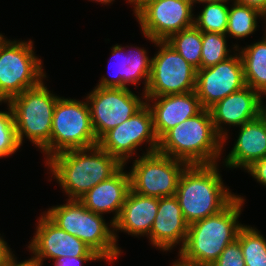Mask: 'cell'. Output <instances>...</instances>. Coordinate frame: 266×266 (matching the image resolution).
Wrapping results in <instances>:
<instances>
[{
    "label": "cell",
    "instance_id": "1",
    "mask_svg": "<svg viewBox=\"0 0 266 266\" xmlns=\"http://www.w3.org/2000/svg\"><path fill=\"white\" fill-rule=\"evenodd\" d=\"M243 203L244 199L237 195L220 212L189 224L186 242L176 260L178 264L211 266L244 226L238 221Z\"/></svg>",
    "mask_w": 266,
    "mask_h": 266
},
{
    "label": "cell",
    "instance_id": "2",
    "mask_svg": "<svg viewBox=\"0 0 266 266\" xmlns=\"http://www.w3.org/2000/svg\"><path fill=\"white\" fill-rule=\"evenodd\" d=\"M45 164L61 189L69 196L68 199L77 200L123 166L116 157L99 145L60 152L49 158Z\"/></svg>",
    "mask_w": 266,
    "mask_h": 266
},
{
    "label": "cell",
    "instance_id": "3",
    "mask_svg": "<svg viewBox=\"0 0 266 266\" xmlns=\"http://www.w3.org/2000/svg\"><path fill=\"white\" fill-rule=\"evenodd\" d=\"M223 147L209 109H203L168 130L159 139L157 152L188 165H211L217 164Z\"/></svg>",
    "mask_w": 266,
    "mask_h": 266
},
{
    "label": "cell",
    "instance_id": "4",
    "mask_svg": "<svg viewBox=\"0 0 266 266\" xmlns=\"http://www.w3.org/2000/svg\"><path fill=\"white\" fill-rule=\"evenodd\" d=\"M218 170L217 164L188 165L182 172L175 197L188 224L220 212L236 197Z\"/></svg>",
    "mask_w": 266,
    "mask_h": 266
},
{
    "label": "cell",
    "instance_id": "5",
    "mask_svg": "<svg viewBox=\"0 0 266 266\" xmlns=\"http://www.w3.org/2000/svg\"><path fill=\"white\" fill-rule=\"evenodd\" d=\"M67 200L66 204L52 206L45 214L65 232L83 241L102 259L111 263L116 260L121 250L117 246L114 223L111 221L108 227L102 214L88 210L80 200Z\"/></svg>",
    "mask_w": 266,
    "mask_h": 266
},
{
    "label": "cell",
    "instance_id": "6",
    "mask_svg": "<svg viewBox=\"0 0 266 266\" xmlns=\"http://www.w3.org/2000/svg\"><path fill=\"white\" fill-rule=\"evenodd\" d=\"M58 98L41 81L7 102L14 115L20 145L25 136L41 150L50 143L52 118Z\"/></svg>",
    "mask_w": 266,
    "mask_h": 266
},
{
    "label": "cell",
    "instance_id": "7",
    "mask_svg": "<svg viewBox=\"0 0 266 266\" xmlns=\"http://www.w3.org/2000/svg\"><path fill=\"white\" fill-rule=\"evenodd\" d=\"M88 103L59 97L53 113L50 143L42 150L46 160L63 151L98 145Z\"/></svg>",
    "mask_w": 266,
    "mask_h": 266
},
{
    "label": "cell",
    "instance_id": "8",
    "mask_svg": "<svg viewBox=\"0 0 266 266\" xmlns=\"http://www.w3.org/2000/svg\"><path fill=\"white\" fill-rule=\"evenodd\" d=\"M32 43L6 40L0 33V102L7 103L46 77Z\"/></svg>",
    "mask_w": 266,
    "mask_h": 266
},
{
    "label": "cell",
    "instance_id": "9",
    "mask_svg": "<svg viewBox=\"0 0 266 266\" xmlns=\"http://www.w3.org/2000/svg\"><path fill=\"white\" fill-rule=\"evenodd\" d=\"M154 44L160 49L151 58V74L143 99L195 91L197 69L166 41H155Z\"/></svg>",
    "mask_w": 266,
    "mask_h": 266
},
{
    "label": "cell",
    "instance_id": "10",
    "mask_svg": "<svg viewBox=\"0 0 266 266\" xmlns=\"http://www.w3.org/2000/svg\"><path fill=\"white\" fill-rule=\"evenodd\" d=\"M130 175V188L135 193L150 197L175 196L178 181L188 166L182 160L159 152L143 154L134 160Z\"/></svg>",
    "mask_w": 266,
    "mask_h": 266
},
{
    "label": "cell",
    "instance_id": "11",
    "mask_svg": "<svg viewBox=\"0 0 266 266\" xmlns=\"http://www.w3.org/2000/svg\"><path fill=\"white\" fill-rule=\"evenodd\" d=\"M87 100L92 127L99 140L110 129L120 125L138 112L145 102L129 88L96 86Z\"/></svg>",
    "mask_w": 266,
    "mask_h": 266
},
{
    "label": "cell",
    "instance_id": "12",
    "mask_svg": "<svg viewBox=\"0 0 266 266\" xmlns=\"http://www.w3.org/2000/svg\"><path fill=\"white\" fill-rule=\"evenodd\" d=\"M148 142L145 154L157 152V138L151 110L145 104L138 112L120 125L110 129L98 141V145L110 155L116 157L123 165L142 143Z\"/></svg>",
    "mask_w": 266,
    "mask_h": 266
},
{
    "label": "cell",
    "instance_id": "13",
    "mask_svg": "<svg viewBox=\"0 0 266 266\" xmlns=\"http://www.w3.org/2000/svg\"><path fill=\"white\" fill-rule=\"evenodd\" d=\"M190 0H156L147 3L135 16L145 37L166 41L172 34L194 25Z\"/></svg>",
    "mask_w": 266,
    "mask_h": 266
},
{
    "label": "cell",
    "instance_id": "14",
    "mask_svg": "<svg viewBox=\"0 0 266 266\" xmlns=\"http://www.w3.org/2000/svg\"><path fill=\"white\" fill-rule=\"evenodd\" d=\"M246 86L240 54L215 66L197 70L195 92L204 109Z\"/></svg>",
    "mask_w": 266,
    "mask_h": 266
},
{
    "label": "cell",
    "instance_id": "15",
    "mask_svg": "<svg viewBox=\"0 0 266 266\" xmlns=\"http://www.w3.org/2000/svg\"><path fill=\"white\" fill-rule=\"evenodd\" d=\"M28 248L39 266H42L43 258L98 256L83 241L57 226L45 213L39 217L36 233Z\"/></svg>",
    "mask_w": 266,
    "mask_h": 266
},
{
    "label": "cell",
    "instance_id": "16",
    "mask_svg": "<svg viewBox=\"0 0 266 266\" xmlns=\"http://www.w3.org/2000/svg\"><path fill=\"white\" fill-rule=\"evenodd\" d=\"M145 99L152 113L154 131L158 139L177 124L194 117L204 109L195 91ZM150 100L155 101L152 103L154 105L149 103Z\"/></svg>",
    "mask_w": 266,
    "mask_h": 266
},
{
    "label": "cell",
    "instance_id": "17",
    "mask_svg": "<svg viewBox=\"0 0 266 266\" xmlns=\"http://www.w3.org/2000/svg\"><path fill=\"white\" fill-rule=\"evenodd\" d=\"M259 93L251 87L226 96L209 108L216 133L222 138V145L227 140V131L221 126H241L257 118Z\"/></svg>",
    "mask_w": 266,
    "mask_h": 266
},
{
    "label": "cell",
    "instance_id": "18",
    "mask_svg": "<svg viewBox=\"0 0 266 266\" xmlns=\"http://www.w3.org/2000/svg\"><path fill=\"white\" fill-rule=\"evenodd\" d=\"M188 226L175 196L158 198V211L148 237L153 247L163 251L182 242L181 250L187 239Z\"/></svg>",
    "mask_w": 266,
    "mask_h": 266
},
{
    "label": "cell",
    "instance_id": "19",
    "mask_svg": "<svg viewBox=\"0 0 266 266\" xmlns=\"http://www.w3.org/2000/svg\"><path fill=\"white\" fill-rule=\"evenodd\" d=\"M124 165L110 178L98 183L79 200L94 213L103 214L115 212L114 223L122 210V206L130 188L129 172H124Z\"/></svg>",
    "mask_w": 266,
    "mask_h": 266
},
{
    "label": "cell",
    "instance_id": "20",
    "mask_svg": "<svg viewBox=\"0 0 266 266\" xmlns=\"http://www.w3.org/2000/svg\"><path fill=\"white\" fill-rule=\"evenodd\" d=\"M124 47L116 44L112 47V58L116 62L115 74L111 77L103 76L98 83V87L128 88L129 84H138L139 80L144 79V92L148 86L151 74L152 59L147 56L146 50L135 48L130 54H123ZM119 58V59H118ZM112 61V60H111ZM110 65V64H109Z\"/></svg>",
    "mask_w": 266,
    "mask_h": 266
},
{
    "label": "cell",
    "instance_id": "21",
    "mask_svg": "<svg viewBox=\"0 0 266 266\" xmlns=\"http://www.w3.org/2000/svg\"><path fill=\"white\" fill-rule=\"evenodd\" d=\"M158 211V198L142 196L129 190L121 213L114 222V230L128 235H148Z\"/></svg>",
    "mask_w": 266,
    "mask_h": 266
},
{
    "label": "cell",
    "instance_id": "22",
    "mask_svg": "<svg viewBox=\"0 0 266 266\" xmlns=\"http://www.w3.org/2000/svg\"><path fill=\"white\" fill-rule=\"evenodd\" d=\"M235 145L225 158L227 168L249 167L254 161L266 156V126L253 119L240 126Z\"/></svg>",
    "mask_w": 266,
    "mask_h": 266
},
{
    "label": "cell",
    "instance_id": "23",
    "mask_svg": "<svg viewBox=\"0 0 266 266\" xmlns=\"http://www.w3.org/2000/svg\"><path fill=\"white\" fill-rule=\"evenodd\" d=\"M246 86L258 93L266 91V32L265 37L239 51Z\"/></svg>",
    "mask_w": 266,
    "mask_h": 266
},
{
    "label": "cell",
    "instance_id": "24",
    "mask_svg": "<svg viewBox=\"0 0 266 266\" xmlns=\"http://www.w3.org/2000/svg\"><path fill=\"white\" fill-rule=\"evenodd\" d=\"M166 42L170 44L189 64L200 69L202 31L195 25L172 34Z\"/></svg>",
    "mask_w": 266,
    "mask_h": 266
},
{
    "label": "cell",
    "instance_id": "25",
    "mask_svg": "<svg viewBox=\"0 0 266 266\" xmlns=\"http://www.w3.org/2000/svg\"><path fill=\"white\" fill-rule=\"evenodd\" d=\"M264 17L259 11L234 1L228 11V25L226 35L236 38H245L256 31L257 18Z\"/></svg>",
    "mask_w": 266,
    "mask_h": 266
},
{
    "label": "cell",
    "instance_id": "26",
    "mask_svg": "<svg viewBox=\"0 0 266 266\" xmlns=\"http://www.w3.org/2000/svg\"><path fill=\"white\" fill-rule=\"evenodd\" d=\"M250 226H243L237 240L240 242L246 266H266V239Z\"/></svg>",
    "mask_w": 266,
    "mask_h": 266
},
{
    "label": "cell",
    "instance_id": "27",
    "mask_svg": "<svg viewBox=\"0 0 266 266\" xmlns=\"http://www.w3.org/2000/svg\"><path fill=\"white\" fill-rule=\"evenodd\" d=\"M229 0L206 2L201 14L194 18V25L202 32L225 34L228 25Z\"/></svg>",
    "mask_w": 266,
    "mask_h": 266
},
{
    "label": "cell",
    "instance_id": "28",
    "mask_svg": "<svg viewBox=\"0 0 266 266\" xmlns=\"http://www.w3.org/2000/svg\"><path fill=\"white\" fill-rule=\"evenodd\" d=\"M226 43V34L202 32L200 69L215 66L232 56Z\"/></svg>",
    "mask_w": 266,
    "mask_h": 266
},
{
    "label": "cell",
    "instance_id": "29",
    "mask_svg": "<svg viewBox=\"0 0 266 266\" xmlns=\"http://www.w3.org/2000/svg\"><path fill=\"white\" fill-rule=\"evenodd\" d=\"M8 111H0V158L15 153L19 147L13 112L8 105Z\"/></svg>",
    "mask_w": 266,
    "mask_h": 266
},
{
    "label": "cell",
    "instance_id": "30",
    "mask_svg": "<svg viewBox=\"0 0 266 266\" xmlns=\"http://www.w3.org/2000/svg\"><path fill=\"white\" fill-rule=\"evenodd\" d=\"M211 266H246L240 242L236 239L228 244Z\"/></svg>",
    "mask_w": 266,
    "mask_h": 266
},
{
    "label": "cell",
    "instance_id": "31",
    "mask_svg": "<svg viewBox=\"0 0 266 266\" xmlns=\"http://www.w3.org/2000/svg\"><path fill=\"white\" fill-rule=\"evenodd\" d=\"M245 170L257 180V182L266 186V156L262 159L254 161Z\"/></svg>",
    "mask_w": 266,
    "mask_h": 266
},
{
    "label": "cell",
    "instance_id": "32",
    "mask_svg": "<svg viewBox=\"0 0 266 266\" xmlns=\"http://www.w3.org/2000/svg\"><path fill=\"white\" fill-rule=\"evenodd\" d=\"M102 260L99 256H81V257H58L55 259L54 266H82L83 262Z\"/></svg>",
    "mask_w": 266,
    "mask_h": 266
},
{
    "label": "cell",
    "instance_id": "33",
    "mask_svg": "<svg viewBox=\"0 0 266 266\" xmlns=\"http://www.w3.org/2000/svg\"><path fill=\"white\" fill-rule=\"evenodd\" d=\"M259 11L266 17V0H233Z\"/></svg>",
    "mask_w": 266,
    "mask_h": 266
},
{
    "label": "cell",
    "instance_id": "34",
    "mask_svg": "<svg viewBox=\"0 0 266 266\" xmlns=\"http://www.w3.org/2000/svg\"><path fill=\"white\" fill-rule=\"evenodd\" d=\"M13 255L6 241L0 237V266H3Z\"/></svg>",
    "mask_w": 266,
    "mask_h": 266
},
{
    "label": "cell",
    "instance_id": "35",
    "mask_svg": "<svg viewBox=\"0 0 266 266\" xmlns=\"http://www.w3.org/2000/svg\"><path fill=\"white\" fill-rule=\"evenodd\" d=\"M261 95L266 96V91L259 93L257 118L266 126V105H263Z\"/></svg>",
    "mask_w": 266,
    "mask_h": 266
},
{
    "label": "cell",
    "instance_id": "36",
    "mask_svg": "<svg viewBox=\"0 0 266 266\" xmlns=\"http://www.w3.org/2000/svg\"><path fill=\"white\" fill-rule=\"evenodd\" d=\"M14 255L3 266H39L32 258L23 262L15 260Z\"/></svg>",
    "mask_w": 266,
    "mask_h": 266
},
{
    "label": "cell",
    "instance_id": "37",
    "mask_svg": "<svg viewBox=\"0 0 266 266\" xmlns=\"http://www.w3.org/2000/svg\"><path fill=\"white\" fill-rule=\"evenodd\" d=\"M156 0H130L129 3H132L134 5V13L135 15L147 4L151 3Z\"/></svg>",
    "mask_w": 266,
    "mask_h": 266
},
{
    "label": "cell",
    "instance_id": "38",
    "mask_svg": "<svg viewBox=\"0 0 266 266\" xmlns=\"http://www.w3.org/2000/svg\"><path fill=\"white\" fill-rule=\"evenodd\" d=\"M192 5H194V3H206V2H212V1H219V0H190Z\"/></svg>",
    "mask_w": 266,
    "mask_h": 266
},
{
    "label": "cell",
    "instance_id": "39",
    "mask_svg": "<svg viewBox=\"0 0 266 266\" xmlns=\"http://www.w3.org/2000/svg\"><path fill=\"white\" fill-rule=\"evenodd\" d=\"M95 2H99V3H103V4H108L111 3L114 0H93ZM128 2H130V0H128Z\"/></svg>",
    "mask_w": 266,
    "mask_h": 266
},
{
    "label": "cell",
    "instance_id": "40",
    "mask_svg": "<svg viewBox=\"0 0 266 266\" xmlns=\"http://www.w3.org/2000/svg\"><path fill=\"white\" fill-rule=\"evenodd\" d=\"M172 266H180V265H179L178 262L176 261V262L173 263Z\"/></svg>",
    "mask_w": 266,
    "mask_h": 266
}]
</instances>
